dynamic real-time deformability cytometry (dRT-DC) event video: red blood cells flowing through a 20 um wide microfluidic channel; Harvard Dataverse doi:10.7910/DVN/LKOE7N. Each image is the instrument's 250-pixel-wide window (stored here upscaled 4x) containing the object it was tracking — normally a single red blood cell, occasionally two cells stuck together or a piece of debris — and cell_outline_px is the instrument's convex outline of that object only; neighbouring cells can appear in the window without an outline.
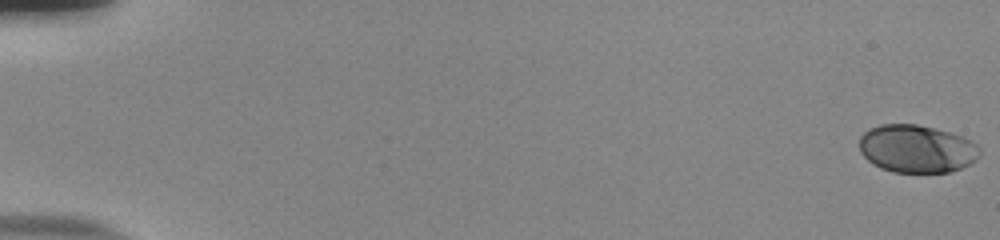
{"species": "human", "species_latin": "Homo sapiens", "temperature_condition": "room temperature", "stored_images_in_passage": 54, "camera_frame_rate_fps": 3000, "um_per_image_px": 0.085, "donor": {"sex": "male"}, "frame": {"image": 1, "passage_image": 1, "time_ms": 0.0, "image_size_px": [1000, 240], "cell_outline_px": [[980, 156], [976, 160], [960, 168], [948, 172], [892, 172], [880, 168], [872, 164], [860, 152], [860, 136], [864, 132], [880, 124], [916, 124], [948, 132], [972, 140], [980, 148]], "centroid_in_image_um": [77.91, 12.65], "position_along_channel_um": 7.1, "area_um2": 33.47}}
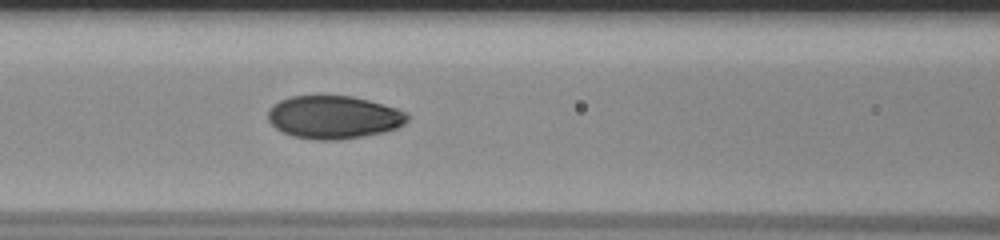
{"frame": {"image": 2, "passage_image": 26, "time_ms": 8.333, "image_size_px": [1000, 240], "cell_outline_px": [[408, 120], [404, 124], [396, 128], [384, 132], [364, 136], [340, 140], [312, 140], [292, 136], [276, 128], [268, 120], [268, 108], [272, 104], [288, 96], [352, 96], [368, 100], [396, 108], [408, 112]], "centroid_in_image_um": [28.35, 9.97], "position_along_channel_um": 138.2, "area_um2": 35.14}}
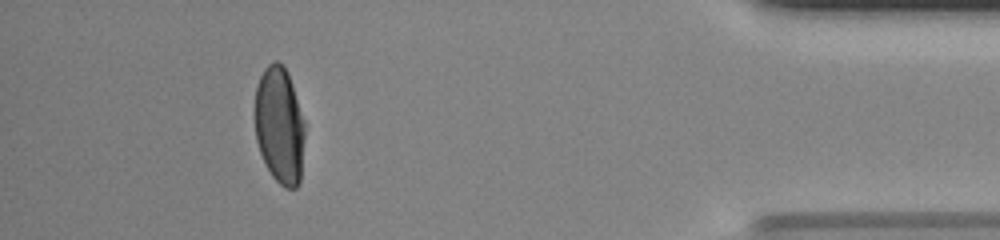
{"frame": {"image": 3, "passage_image": 51, "time_ms": 16.667, "image_size_px": [1000, 240], "cell_outline_px": [[304, 136], [300, 184], [296, 188], [284, 188], [272, 176], [260, 152], [256, 140], [256, 84], [264, 68], [272, 60], [276, 60], [284, 64], [288, 72], [304, 120]], "centroid_in_image_um": [23.77, 10.63], "position_along_channel_um": 411.4, "area_um2": 34.04}}